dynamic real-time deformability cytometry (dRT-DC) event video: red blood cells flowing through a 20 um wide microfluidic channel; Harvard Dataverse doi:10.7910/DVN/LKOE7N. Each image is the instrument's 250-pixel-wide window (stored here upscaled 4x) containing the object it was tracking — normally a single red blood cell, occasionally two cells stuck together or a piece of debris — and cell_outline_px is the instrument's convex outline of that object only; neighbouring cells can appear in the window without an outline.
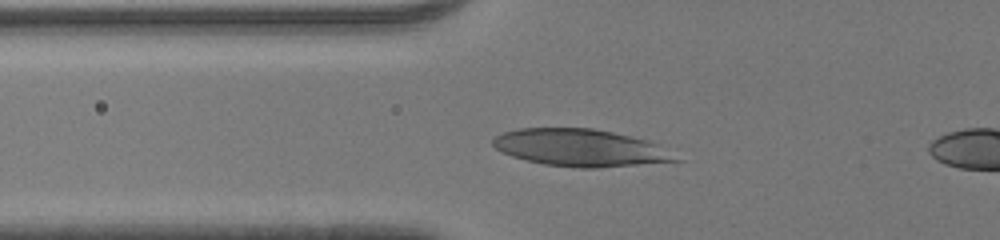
{"species": "human", "species_latin": "Homo sapiens", "temperature_condition": "room temperature", "stored_images_in_passage": 14, "camera_frame_rate_fps": 3000, "um_per_image_px": 0.085, "donor": {"sex": "male"}, "frame": {"image": 1, "passage_image": 12, "time_ms": 3.667, "image_size_px": [1000, 240], "cell_outline_px": [[684, 160], [600, 168], [576, 168], [544, 164], [512, 156], [496, 148], [492, 144], [492, 140], [496, 136], [504, 132], [520, 128], [592, 128], [632, 136], [648, 140], [660, 144]], "centroid_in_image_um": [49.4, 12.56], "position_along_channel_um": 76.4, "area_um2": 39.71}}